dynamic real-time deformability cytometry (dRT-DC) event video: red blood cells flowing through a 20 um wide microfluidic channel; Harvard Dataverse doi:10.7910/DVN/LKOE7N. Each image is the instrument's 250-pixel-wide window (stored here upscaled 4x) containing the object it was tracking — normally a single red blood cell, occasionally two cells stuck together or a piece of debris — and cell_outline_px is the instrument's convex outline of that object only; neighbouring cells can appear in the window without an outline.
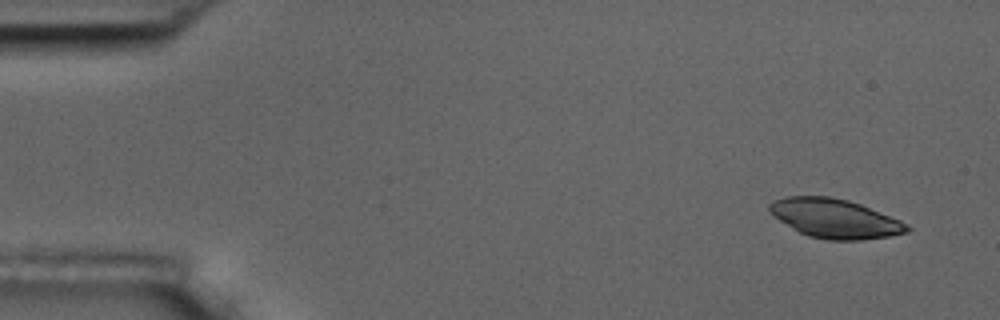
{"species": "common noctule bat (a hibernating species)", "species_latin": "Nyctalus noctula", "temperature_condition": "room temperature", "stored_images_in_passage": 5, "camera_frame_rate_fps": 3000, "um_per_image_px": 0.085, "animal": {"sex": "male", "body_mass_g": 17.5, "forearm_length_mm": 52.3}, "frame": {"image": 1, "passage_image": 1, "time_ms": 0.0, "image_size_px": [1000, 320], "cell_outline_px": [[912, 228], [908, 232], [888, 236], [860, 240], [828, 240], [808, 236], [800, 232], [780, 220], [768, 212], [768, 204], [772, 200], [784, 196], [832, 196], [848, 200], [860, 204], [900, 220], [908, 224]], "centroid_in_image_um": [70.95, 18.56], "position_along_channel_um": 14.1, "area_um2": 31.39}}